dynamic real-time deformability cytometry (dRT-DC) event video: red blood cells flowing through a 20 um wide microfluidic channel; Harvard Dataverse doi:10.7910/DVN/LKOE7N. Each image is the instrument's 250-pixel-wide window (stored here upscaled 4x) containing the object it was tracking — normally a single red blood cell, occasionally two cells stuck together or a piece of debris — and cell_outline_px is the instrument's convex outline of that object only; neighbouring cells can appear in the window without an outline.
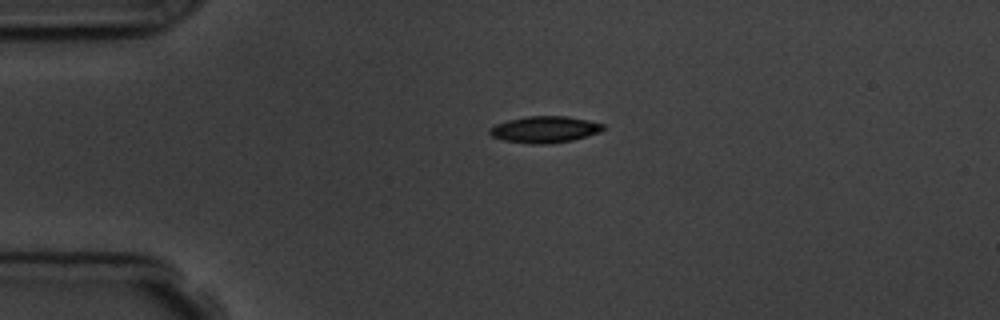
{"species": "common noctule bat (a hibernating species)", "species_latin": "Nyctalus noctula", "temperature_condition": "room temperature", "stored_images_in_passage": 2, "camera_frame_rate_fps": 3000, "um_per_image_px": 0.085, "animal": {"sex": "male", "body_mass_g": 19.5, "forearm_length_mm": 54.6}, "frame": {"image": 1, "passage_image": 1, "time_ms": 0.0, "image_size_px": [1000, 320], "cell_outline_px": [[604, 128], [600, 132], [572, 140], [548, 144], [532, 144], [504, 140], [492, 136], [488, 132], [488, 128], [496, 124], [508, 120], [528, 116], [568, 116], [588, 120], [604, 124]], "centroid_in_image_um": [46.29, 11.0], "position_along_channel_um": 38.7, "area_um2": 17.51}}